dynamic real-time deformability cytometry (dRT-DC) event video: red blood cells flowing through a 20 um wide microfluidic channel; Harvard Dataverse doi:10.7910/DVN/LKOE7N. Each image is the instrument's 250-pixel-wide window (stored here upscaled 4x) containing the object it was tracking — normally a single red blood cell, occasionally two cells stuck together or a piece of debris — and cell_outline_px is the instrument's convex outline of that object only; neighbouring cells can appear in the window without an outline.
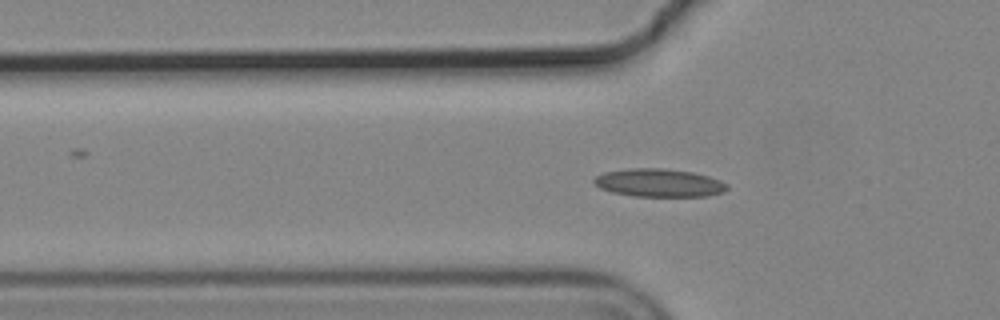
{"species": "common noctule bat (a hibernating species)", "species_latin": "Nyctalus noctula", "temperature_condition": "cold", "stored_images_in_passage": 42, "camera_frame_rate_fps": 3000, "um_per_image_px": 0.085, "animal": {"sex": "male", "body_mass_g": 19.2, "forearm_length_mm": 51.8}, "frame": {"image": 1, "passage_image": 5, "time_ms": 1.333, "image_size_px": [1000, 320], "cell_outline_px": [[728, 188], [724, 192], [708, 196], [636, 196], [612, 192], [600, 188], [592, 180], [596, 176], [604, 172], [628, 168], [664, 168], [692, 172], [708, 176], [720, 180], [728, 184]], "centroid_in_image_um": [56.03, 15.53], "position_along_channel_um": 69.8, "area_um2": 21.79}}
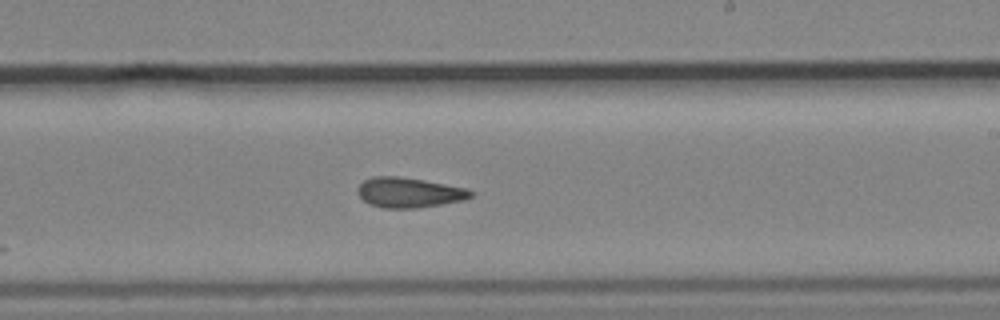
{"frame": {"image": 2, "passage_image": 20, "time_ms": 6.333, "image_size_px": [1000, 320], "cell_outline_px": [[472, 196], [464, 200], [416, 208], [384, 208], [372, 204], [364, 200], [356, 192], [356, 188], [364, 180], [372, 176], [400, 176], [424, 180], [468, 188], [472, 192]], "centroid_in_image_um": [34.75, 16.35], "position_along_channel_um": 254.2, "area_um2": 19.77}}
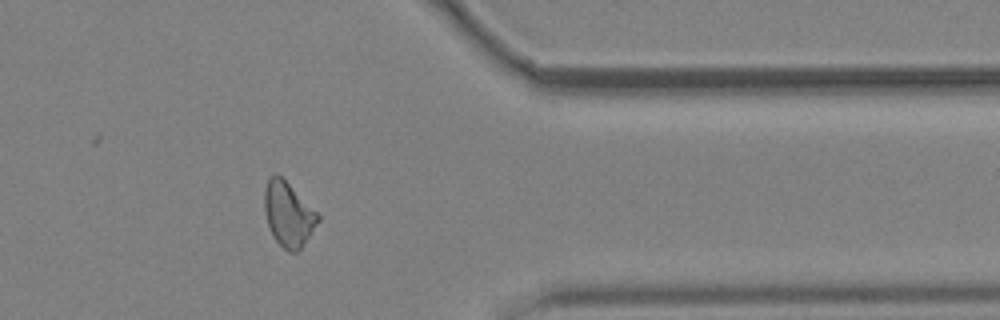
{"frame": {"image": 3, "passage_image": 32, "time_ms": 10.333, "image_size_px": [1000, 320], "cell_outline_px": [[320, 220], [300, 248], [296, 252], [288, 252], [276, 240], [268, 224], [264, 208], [264, 188], [268, 180], [276, 172], [320, 216]], "centroid_in_image_um": [24.49, 18.21], "position_along_channel_um": 386.9, "area_um2": 19.42}, "authors_computed_cell_mechanics": {"area_um2": 19.7965, "velocity_mm_per_s": 3.6907, "shape_relaxation_time_tau1_ms": null, "shape_relaxation_time_tau2_ms": 4.1774, "deformation_change_tau1": null, "deformation_change_tau2": 0.1256}}